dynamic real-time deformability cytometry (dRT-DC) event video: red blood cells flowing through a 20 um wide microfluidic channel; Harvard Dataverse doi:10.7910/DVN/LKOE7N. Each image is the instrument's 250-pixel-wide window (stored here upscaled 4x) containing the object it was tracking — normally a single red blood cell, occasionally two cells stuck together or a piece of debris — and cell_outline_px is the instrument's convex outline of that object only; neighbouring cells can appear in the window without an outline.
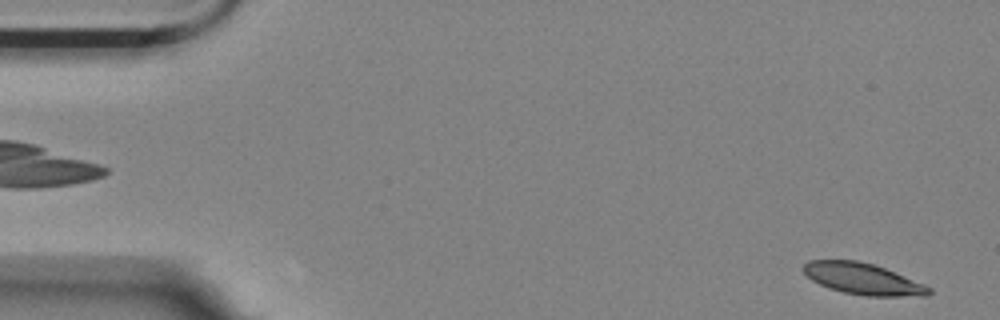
{"species": "Egyptian fruit bat (a non-hibernating species)", "species_latin": "Rousettus aegyptiacus", "temperature_condition": "room temperature", "stored_images_in_passage": 57, "segment_of_instrument_passage": [1, 2], "camera_frame_rate_fps": 3000, "um_per_image_px": 0.085, "animal": {"sex": "female"}, "frame": {"image": 1, "passage_image": 2, "time_ms": 0.333, "image_size_px": [1000, 320], "cell_outline_px": [[932, 292], [928, 296], [864, 296], [844, 292], [828, 288], [812, 280], [800, 268], [808, 260], [856, 260], [872, 264], [884, 268], [924, 284], [932, 288]], "centroid_in_image_um": [73.34, 23.71], "position_along_channel_um": 11.7, "area_um2": 22.89}}
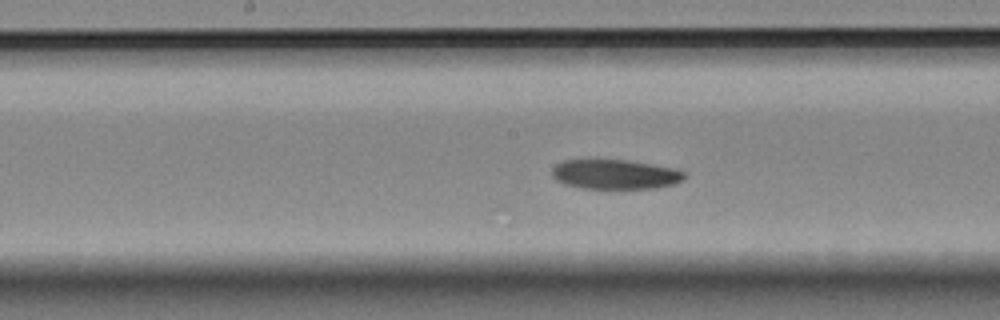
{"frame": {"image": 2, "passage_image": 28, "time_ms": 9.0, "image_size_px": [1000, 320], "cell_outline_px": [[688, 176], [684, 180], [672, 184], [656, 188], [580, 188], [564, 184], [556, 180], [552, 176], [552, 168], [556, 164], [564, 160], [628, 160], [652, 164], [672, 168], [684, 172]], "centroid_in_image_um": [52.28, 14.82], "position_along_channel_um": 195.9, "area_um2": 22.83}}
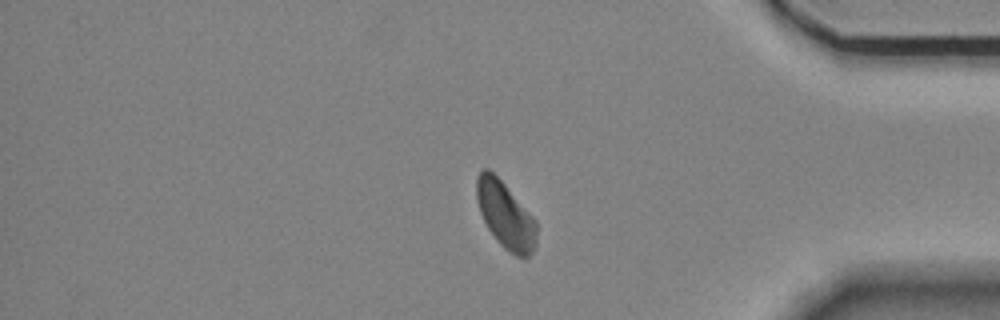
{"frame": {"image": 3, "passage_image": 47, "time_ms": 15.333, "image_size_px": [1000, 320], "cell_outline_px": [[536, 248], [524, 260], [508, 252], [496, 240], [488, 228], [480, 212], [476, 200], [476, 176], [484, 168], [488, 168], [504, 184], [536, 220]], "centroid_in_image_um": [42.96, 18.32], "position_along_channel_um": 392.2, "area_um2": 23.29}}